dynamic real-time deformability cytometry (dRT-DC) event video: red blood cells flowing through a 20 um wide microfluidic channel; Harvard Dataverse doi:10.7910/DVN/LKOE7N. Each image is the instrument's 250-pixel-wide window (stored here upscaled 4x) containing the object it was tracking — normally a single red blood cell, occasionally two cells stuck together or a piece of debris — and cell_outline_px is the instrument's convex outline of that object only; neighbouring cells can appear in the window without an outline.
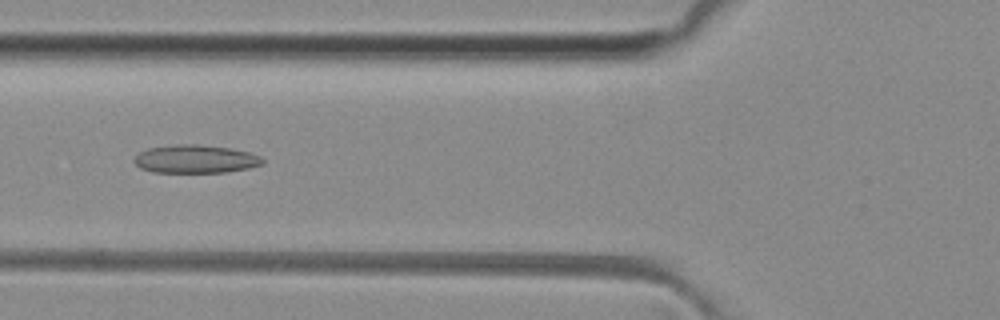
{"species": "common noctule bat (a hibernating species)", "species_latin": "Nyctalus noctula", "temperature_condition": "room temperature", "stored_images_in_passage": 49, "camera_frame_rate_fps": 3000, "um_per_image_px": 0.085, "animal": {"sex": "female", "body_mass_g": 29.2, "forearm_length_mm": 56.3}, "frame": {"image": 1, "passage_image": 18, "time_ms": 5.667, "image_size_px": [1000, 320], "cell_outline_px": [[264, 164], [248, 168], [224, 172], [152, 172], [140, 168], [132, 160], [140, 152], [148, 148], [176, 144], [196, 144], [232, 148], [248, 152], [260, 156], [264, 160]], "centroid_in_image_um": [16.61, 13.51], "position_along_channel_um": 109.2, "area_um2": 21.1}}
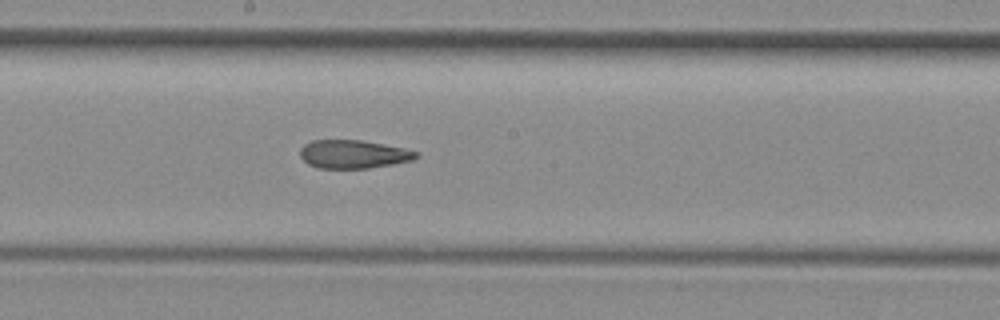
{"frame": {"image": 2, "passage_image": 26, "time_ms": 8.333, "image_size_px": [1000, 320], "cell_outline_px": [[420, 156], [412, 160], [392, 164], [368, 168], [316, 168], [308, 164], [300, 156], [300, 148], [304, 144], [312, 140], [360, 140], [404, 148], [416, 152]], "centroid_in_image_um": [30.0, 13.11], "position_along_channel_um": 218.2, "area_um2": 19.07}}
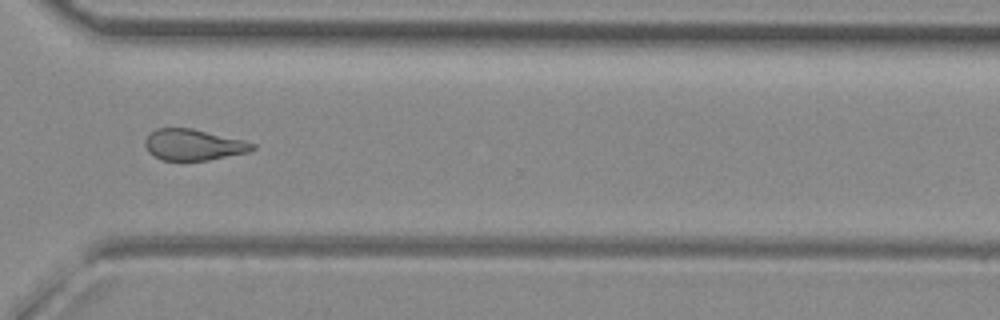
{"frame": {"image": 3, "passage_image": 36, "time_ms": 11.667, "image_size_px": [1000, 320], "cell_outline_px": [[256, 148], [248, 152], [208, 160], [160, 160], [152, 156], [148, 152], [144, 144], [144, 140], [156, 128], [192, 128], [244, 140], [256, 144]], "centroid_in_image_um": [16.43, 12.31], "position_along_channel_um": 354.2, "area_um2": 19.54}}